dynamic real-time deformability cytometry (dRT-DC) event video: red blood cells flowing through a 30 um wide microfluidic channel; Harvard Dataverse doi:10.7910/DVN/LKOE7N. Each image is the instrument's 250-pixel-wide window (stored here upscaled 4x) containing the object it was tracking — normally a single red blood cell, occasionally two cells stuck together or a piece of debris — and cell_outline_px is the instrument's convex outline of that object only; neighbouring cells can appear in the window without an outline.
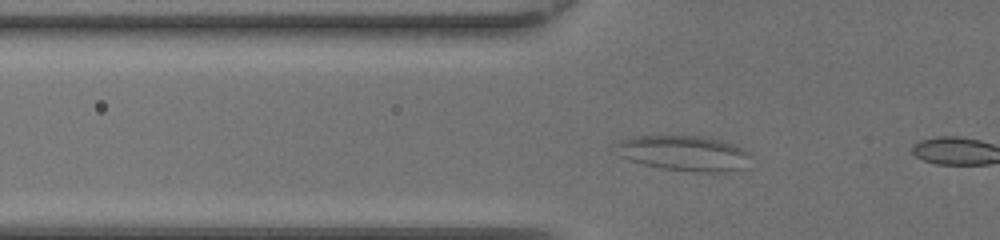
{"species": "common noctule bat (a hibernating species)", "species_latin": "Nyctalus noctula", "temperature_condition": "room temperature", "stored_images_in_passage": 9, "camera_frame_rate_fps": 3000, "um_per_image_px": 0.085, "animal": {"sex": "female", "body_mass_g": 20.0, "forearm_length_mm": 54.0}, "frame": {"image": 1, "passage_image": 8, "time_ms": 2.333, "image_size_px": [1000, 240], "cell_outline_px": [[752, 156], [748, 168], [724, 172], [692, 172], [660, 168], [628, 160], [612, 152], [612, 144], [628, 136], [708, 136], [744, 148]], "centroid_in_image_um": [58.11, 13.02], "position_along_channel_um": 67.7, "area_um2": 28.67}}